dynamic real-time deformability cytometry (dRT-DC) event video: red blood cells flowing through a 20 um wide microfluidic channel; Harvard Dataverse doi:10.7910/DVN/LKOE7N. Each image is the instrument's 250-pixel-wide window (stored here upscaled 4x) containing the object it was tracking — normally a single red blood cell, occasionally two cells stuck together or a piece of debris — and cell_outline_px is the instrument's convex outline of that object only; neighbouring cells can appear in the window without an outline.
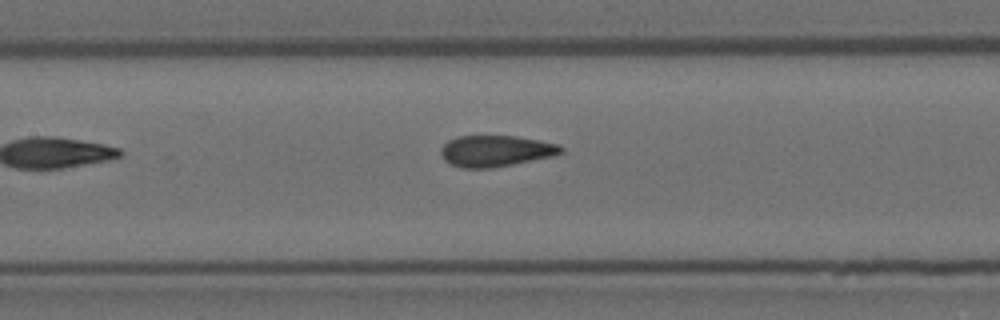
{"species": "Egyptian fruit bat (a non-hibernating species)", "species_latin": "Rousettus aegyptiacus", "temperature_condition": "room temperature", "stored_images_in_passage": 5, "camera_frame_rate_fps": 3000, "um_per_image_px": 0.085, "animal": {"sex": "female"}, "frame": {"image": 1, "passage_image": 4, "time_ms": 1.0, "image_size_px": [1000, 320], "cell_outline_px": [[564, 152], [556, 156], [492, 168], [460, 168], [444, 160], [440, 152], [440, 148], [448, 140], [456, 136], [516, 136], [540, 140], [560, 144], [564, 148]], "centroid_in_image_um": [42.17, 12.83], "position_along_channel_um": 165.2, "area_um2": 22.2}}